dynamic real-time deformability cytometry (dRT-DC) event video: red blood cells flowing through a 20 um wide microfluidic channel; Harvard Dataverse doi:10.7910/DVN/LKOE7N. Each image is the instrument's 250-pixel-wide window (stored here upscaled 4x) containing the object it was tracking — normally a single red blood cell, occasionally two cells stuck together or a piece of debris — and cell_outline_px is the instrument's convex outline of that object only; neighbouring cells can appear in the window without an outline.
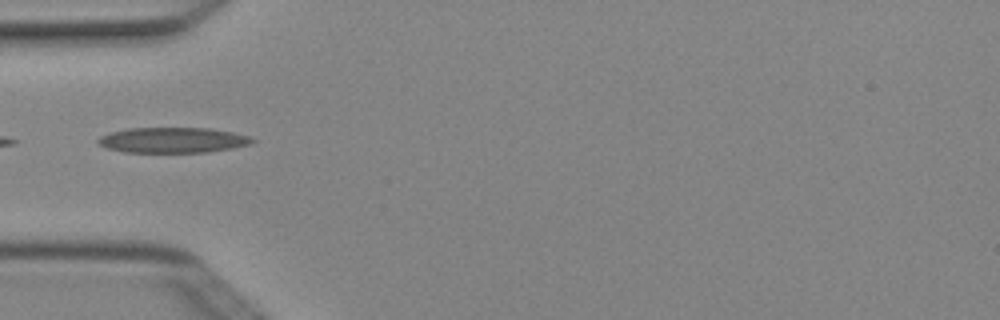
{"species": "Egyptian fruit bat (a non-hibernating species)", "species_latin": "Rousettus aegyptiacus", "temperature_condition": "cold", "stored_images_in_passage": 1, "camera_frame_rate_fps": 3000, "um_per_image_px": 0.085, "animal": {"sex": "female"}, "frame": {"image": 1, "passage_image": 1, "time_ms": 0.0, "image_size_px": [1000, 320], "cell_outline_px": [[256, 140], [252, 144], [232, 148], [204, 152], [124, 152], [108, 148], [100, 144], [96, 140], [100, 136], [112, 132], [128, 128], [208, 128], [232, 132], [248, 136]], "centroid_in_image_um": [14.7, 11.91], "position_along_channel_um": 70.3, "area_um2": 22.66}}